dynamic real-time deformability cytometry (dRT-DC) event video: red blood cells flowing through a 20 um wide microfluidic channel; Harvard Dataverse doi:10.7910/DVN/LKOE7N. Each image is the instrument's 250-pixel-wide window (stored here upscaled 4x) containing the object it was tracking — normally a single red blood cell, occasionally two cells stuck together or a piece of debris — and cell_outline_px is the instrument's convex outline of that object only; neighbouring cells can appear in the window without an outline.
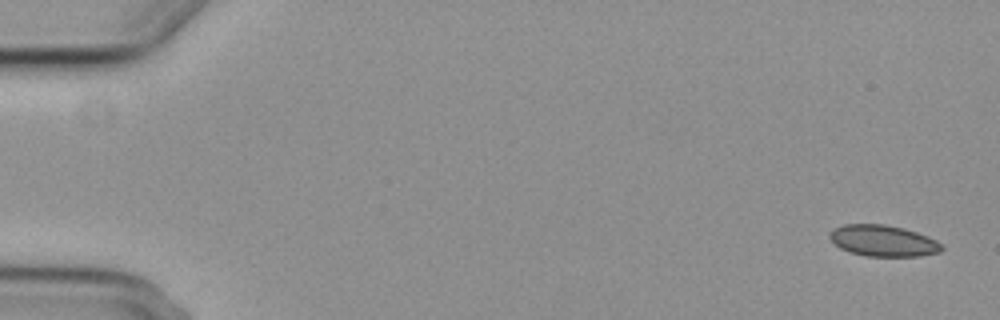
{"species": "common noctule bat (a hibernating species)", "species_latin": "Nyctalus noctula", "temperature_condition": "cold", "stored_images_in_passage": 6, "camera_frame_rate_fps": 3000, "um_per_image_px": 0.085, "animal": {"sex": "female", "body_mass_g": 29.2, "forearm_length_mm": 56.3}, "frame": {"image": 1, "passage_image": 1, "time_ms": 0.0, "image_size_px": [1000, 320], "cell_outline_px": [[944, 248], [940, 252], [920, 256], [864, 256], [840, 248], [828, 236], [836, 228], [844, 224], [884, 224], [904, 228], [928, 236], [936, 240]], "centroid_in_image_um": [75.1, 20.46], "position_along_channel_um": 9.9, "area_um2": 20.23}}